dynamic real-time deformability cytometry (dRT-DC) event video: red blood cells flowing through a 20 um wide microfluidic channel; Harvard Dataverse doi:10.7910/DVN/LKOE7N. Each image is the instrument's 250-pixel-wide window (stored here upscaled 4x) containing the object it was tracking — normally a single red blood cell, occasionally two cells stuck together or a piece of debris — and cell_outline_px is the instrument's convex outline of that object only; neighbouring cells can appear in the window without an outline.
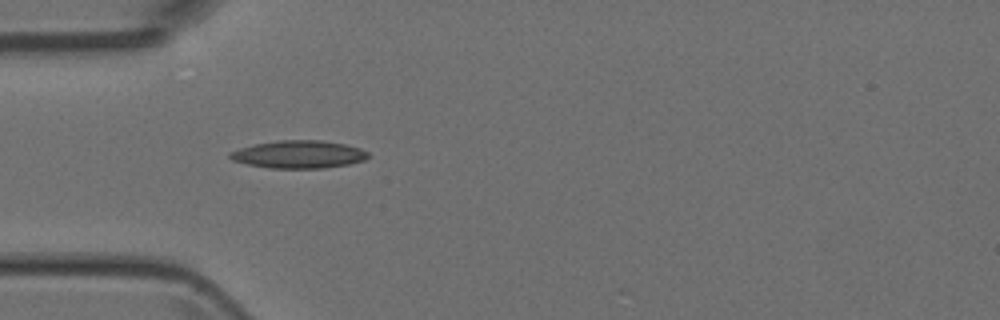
{"species": "Egyptian fruit bat (a non-hibernating species)", "species_latin": "Rousettus aegyptiacus", "temperature_condition": "room temperature", "stored_images_in_passage": 7, "camera_frame_rate_fps": 3000, "um_per_image_px": 0.085, "animal": {"sex": "female"}, "frame": {"image": 1, "passage_image": 6, "time_ms": 6.667, "image_size_px": [1000, 320], "cell_outline_px": [[372, 156], [364, 160], [348, 164], [324, 168], [272, 168], [248, 164], [232, 160], [228, 156], [228, 152], [240, 148], [256, 144], [280, 140], [320, 140], [344, 144], [360, 148], [368, 152]], "centroid_in_image_um": [25.41, 13.12], "position_along_channel_um": 59.6, "area_um2": 22.25}}
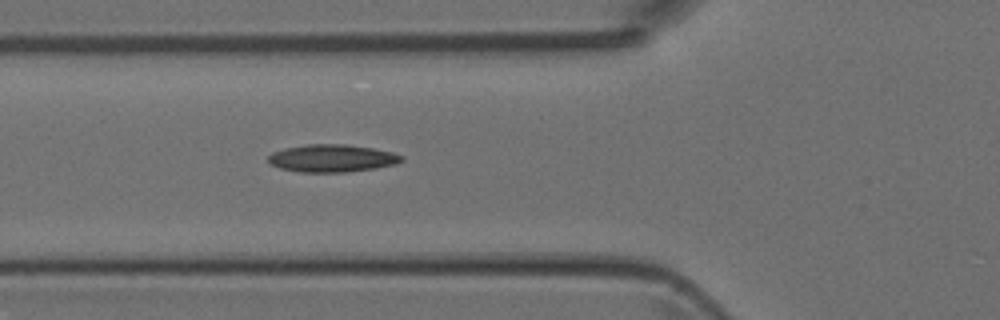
{"frame": {"image": 2, "passage_image": 7, "time_ms": 7.667, "image_size_px": [1000, 320], "cell_outline_px": [[404, 160], [396, 164], [376, 168], [348, 172], [300, 172], [280, 168], [272, 164], [268, 160], [268, 156], [272, 152], [284, 148], [308, 144], [344, 144], [372, 148], [392, 152], [404, 156]], "centroid_in_image_um": [28.24, 13.45], "position_along_channel_um": 97.6, "area_um2": 21.44}}